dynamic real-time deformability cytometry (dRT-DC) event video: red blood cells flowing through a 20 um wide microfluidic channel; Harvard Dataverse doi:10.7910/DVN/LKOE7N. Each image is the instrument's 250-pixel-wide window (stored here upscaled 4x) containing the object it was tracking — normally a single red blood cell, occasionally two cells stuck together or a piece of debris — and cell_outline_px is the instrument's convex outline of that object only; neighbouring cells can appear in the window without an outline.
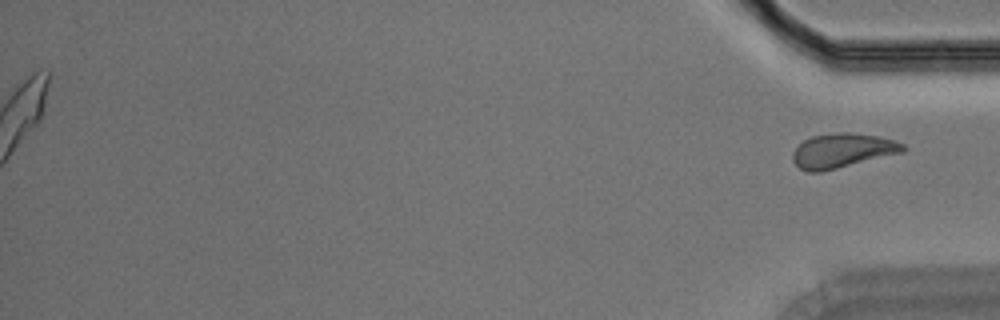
{"species": "Egyptian fruit bat (a non-hibernating species)", "species_latin": "Rousettus aegyptiacus", "temperature_condition": "room temperature", "stored_images_in_passage": 41, "segment_of_instrument_passage": [2, 2], "camera_frame_rate_fps": 3000, "um_per_image_px": 0.085, "animal": {"sex": "male"}, "frame": {"image": 1, "passage_image": 41, "time_ms": 13.333, "image_size_px": [1000, 320], "cell_outline_px": [[908, 148], [904, 152], [820, 172], [808, 172], [800, 168], [792, 160], [792, 152], [804, 140], [812, 136], [840, 132], [852, 132], [880, 136], [904, 144]], "centroid_in_image_um": [71.62, 12.79], "position_along_channel_um": 363.6, "area_um2": 22.08}}